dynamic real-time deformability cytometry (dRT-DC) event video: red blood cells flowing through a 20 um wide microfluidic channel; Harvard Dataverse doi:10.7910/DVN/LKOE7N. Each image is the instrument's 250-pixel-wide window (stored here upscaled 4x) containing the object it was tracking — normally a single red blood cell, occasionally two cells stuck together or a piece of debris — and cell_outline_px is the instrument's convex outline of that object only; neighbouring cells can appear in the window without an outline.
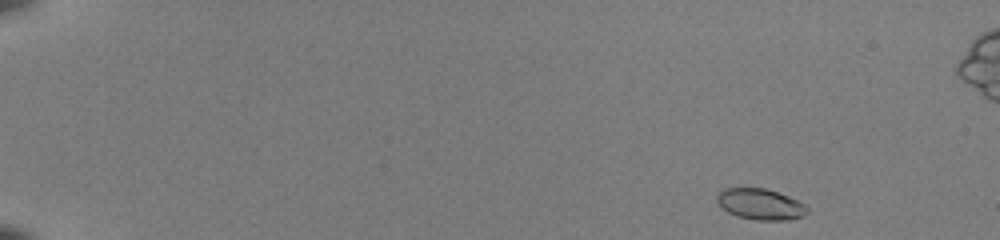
{"species": "common noctule bat (a hibernating species)", "species_latin": "Nyctalus noctula", "temperature_condition": "room temperature", "stored_images_in_passage": 49, "camera_frame_rate_fps": 3000, "um_per_image_px": 0.085, "animal": {"sex": "female", "body_mass_g": 22.0, "forearm_length_mm": 56.7}, "frame": {"image": 1, "passage_image": 2, "time_ms": 0.333, "image_size_px": [1000, 240], "cell_outline_px": [[808, 212], [800, 216], [788, 220], [756, 220], [740, 216], [728, 212], [716, 200], [716, 196], [724, 188], [764, 188], [788, 196], [804, 204], [808, 208]], "centroid_in_image_um": [64.63, 17.35], "position_along_channel_um": 20.4, "area_um2": 15.95}}
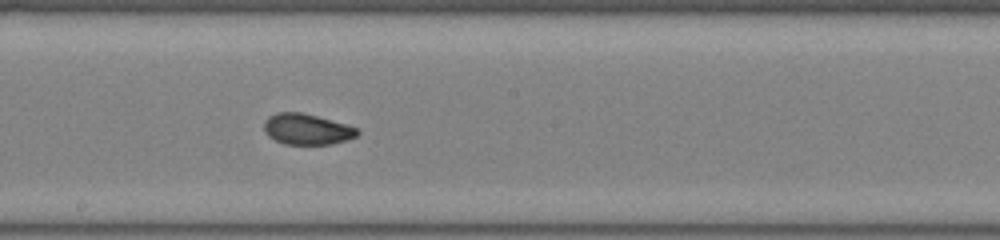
{"frame": {"image": 2, "passage_image": 28, "time_ms": 9.0, "image_size_px": [1000, 240], "cell_outline_px": [[360, 132], [356, 136], [332, 144], [284, 144], [268, 136], [264, 132], [264, 120], [268, 116], [276, 112], [300, 112], [348, 124], [356, 128]], "centroid_in_image_um": [26.05, 10.97], "position_along_channel_um": 222.1, "area_um2": 16.76}}
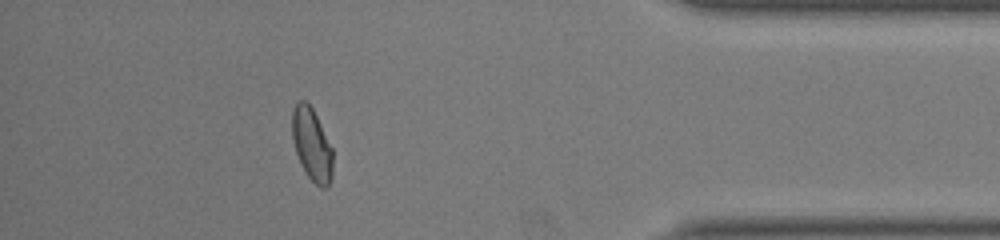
{"frame": {"image": 3, "passage_image": 44, "time_ms": 14.333, "image_size_px": [1000, 240], "cell_outline_px": [[332, 176], [328, 188], [320, 188], [304, 172], [300, 164], [292, 140], [292, 108], [296, 100], [304, 100], [312, 108], [332, 148]], "centroid_in_image_um": [26.48, 12.29], "position_along_channel_um": 408.7, "area_um2": 17.28}, "authors_computed_cell_mechanics": {"area_um2": 16.6464, "velocity_mm_per_s": 4.0249, "shape_relaxation_time_tau1_ms": 5.4434, "shape_relaxation_time_tau2_ms": 1.3902, "deformation_change_tau1": 0.1851, "deformation_change_tau2": 0.0492}}